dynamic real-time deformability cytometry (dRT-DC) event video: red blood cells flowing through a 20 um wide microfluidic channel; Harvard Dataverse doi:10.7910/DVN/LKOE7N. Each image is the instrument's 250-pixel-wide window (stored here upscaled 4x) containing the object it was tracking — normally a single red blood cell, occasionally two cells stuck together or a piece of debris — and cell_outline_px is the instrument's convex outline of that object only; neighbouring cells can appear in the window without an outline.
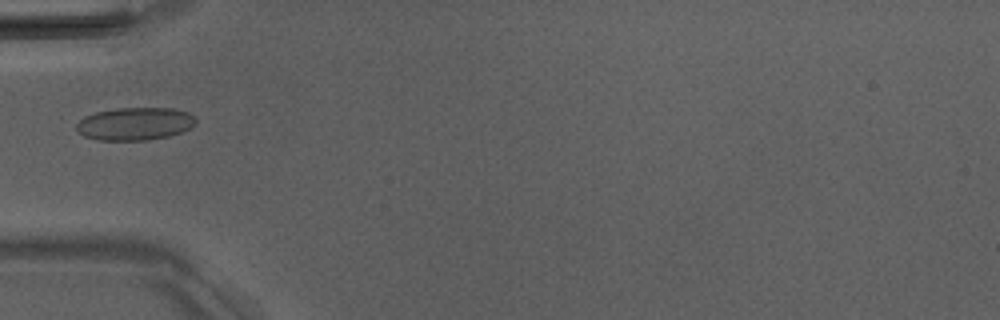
{"species": "Egyptian fruit bat (a non-hibernating species)", "species_latin": "Rousettus aegyptiacus", "temperature_condition": "room temperature", "stored_images_in_passage": 2, "camera_frame_rate_fps": 3000, "um_per_image_px": 0.085, "animal": {"sex": "male"}, "frame": {"image": 1, "passage_image": 2, "time_ms": 1.0, "image_size_px": [1000, 320], "cell_outline_px": [[196, 124], [180, 132], [168, 136], [144, 140], [96, 140], [84, 136], [76, 128], [76, 124], [84, 116], [96, 112], [116, 108], [172, 108], [188, 112], [196, 120]], "centroid_in_image_um": [11.44, 10.51], "position_along_channel_um": 73.6, "area_um2": 22.66}}